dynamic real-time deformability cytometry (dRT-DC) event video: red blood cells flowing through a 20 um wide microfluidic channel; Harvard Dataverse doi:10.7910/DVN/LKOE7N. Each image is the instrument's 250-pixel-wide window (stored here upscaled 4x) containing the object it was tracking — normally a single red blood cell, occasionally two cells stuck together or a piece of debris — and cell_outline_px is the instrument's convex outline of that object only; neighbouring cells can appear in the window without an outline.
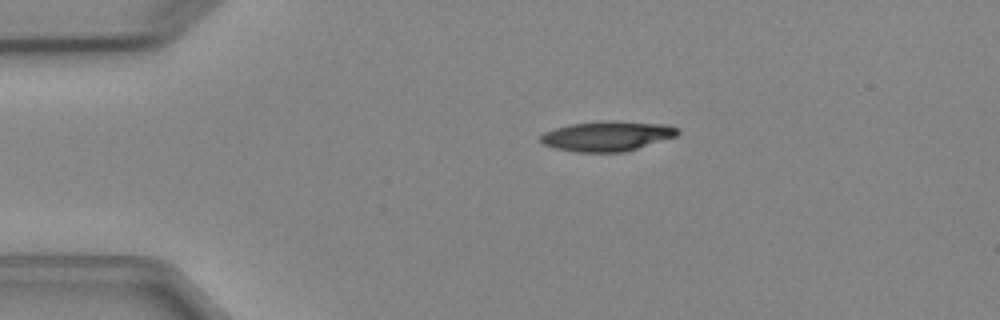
{"species": "Egyptian fruit bat (a non-hibernating species)", "species_latin": "Rousettus aegyptiacus", "temperature_condition": "cold", "stored_images_in_passage": 2, "camera_frame_rate_fps": 3000, "um_per_image_px": 0.085, "animal": {"sex": "female"}, "frame": {"image": 1, "passage_image": 1, "time_ms": 0.0, "image_size_px": [1000, 320], "cell_outline_px": [[680, 132], [676, 136], [624, 152], [576, 152], [556, 148], [544, 144], [540, 140], [540, 136], [544, 132], [556, 128], [572, 124], [604, 120], [616, 120], [668, 124], [676, 128]], "centroid_in_image_um": [51.62, 11.55], "position_along_channel_um": 33.4, "area_um2": 23.93}}